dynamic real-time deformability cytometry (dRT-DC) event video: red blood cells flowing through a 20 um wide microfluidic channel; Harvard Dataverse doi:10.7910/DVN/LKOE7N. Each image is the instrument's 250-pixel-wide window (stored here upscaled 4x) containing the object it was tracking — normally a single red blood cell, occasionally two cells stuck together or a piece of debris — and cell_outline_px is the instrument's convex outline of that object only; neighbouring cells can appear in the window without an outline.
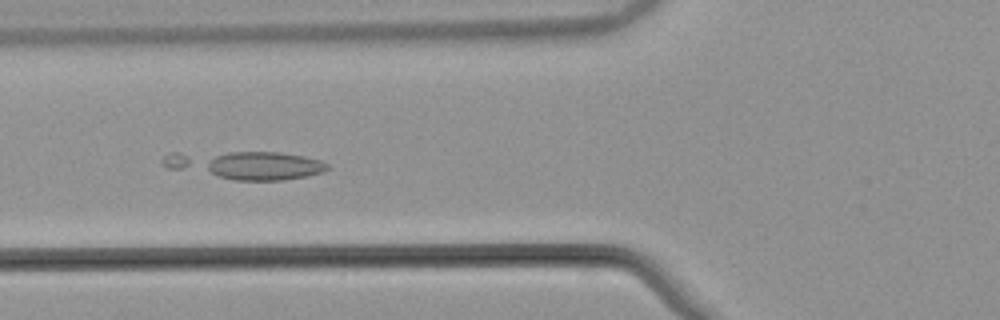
{"species": "common noctule bat (a hibernating species)", "species_latin": "Nyctalus noctula", "temperature_condition": "warm", "stored_images_in_passage": 56, "camera_frame_rate_fps": 3000, "um_per_image_px": 0.085, "animal": {"sex": "male", "body_mass_g": 21.5, "forearm_length_mm": 52.0}, "frame": {"image": 1, "passage_image": 23, "time_ms": 7.333, "image_size_px": [1000, 320], "cell_outline_px": [[328, 168], [324, 172], [284, 180], [236, 180], [220, 176], [212, 172], [204, 164], [216, 156], [228, 152], [280, 152], [304, 156], [320, 160], [328, 164]], "centroid_in_image_um": [22.48, 14.1], "position_along_channel_um": 103.3, "area_um2": 19.88}}
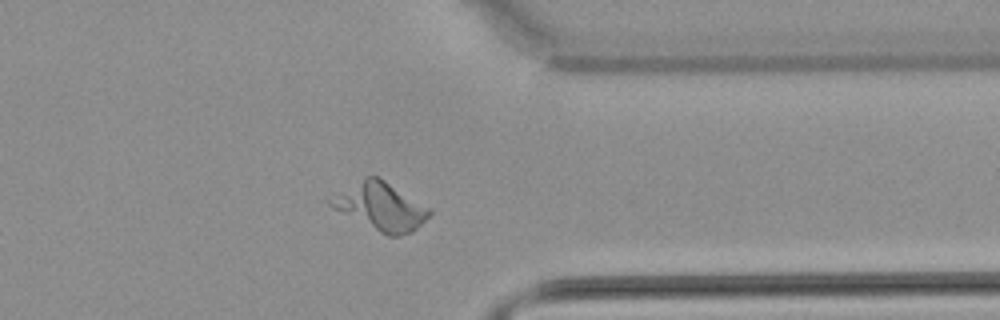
{"frame": {"image": 2, "passage_image": 45, "time_ms": 14.667, "image_size_px": [1000, 320], "cell_outline_px": [[432, 212], [412, 232], [400, 236], [388, 236], [332, 208], [328, 204], [328, 200], [368, 176], [376, 176], [384, 180], [428, 208]], "centroid_in_image_um": [32.36, 17.59], "position_along_channel_um": 379.0, "area_um2": 26.07}, "authors_computed_cell_mechanics": {"area_um2": 25.7788, "velocity_mm_per_s": 3.815, "shape_relaxation_time_tau1_ms": 1.6308, "shape_relaxation_time_tau2_ms": null, "deformation_change_tau1": 0.3101, "deformation_change_tau2": null}}